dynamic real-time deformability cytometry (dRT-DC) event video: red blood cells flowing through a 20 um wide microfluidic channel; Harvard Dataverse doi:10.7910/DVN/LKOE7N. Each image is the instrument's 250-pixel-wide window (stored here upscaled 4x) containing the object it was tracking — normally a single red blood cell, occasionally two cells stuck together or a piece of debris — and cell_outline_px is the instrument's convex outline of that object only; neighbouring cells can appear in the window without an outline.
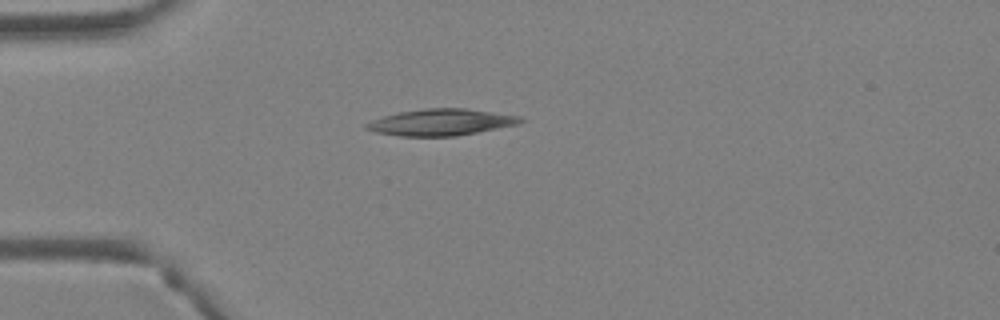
{"species": "Egyptian fruit bat (a non-hibernating species)", "species_latin": "Rousettus aegyptiacus", "temperature_condition": "warm", "stored_images_in_passage": 5, "camera_frame_rate_fps": 3000, "um_per_image_px": 0.085, "animal": {"sex": "female"}, "frame": {"image": 1, "passage_image": 4, "time_ms": 1.0, "image_size_px": [1000, 320], "cell_outline_px": [[524, 120], [516, 124], [456, 136], [400, 136], [376, 132], [364, 128], [364, 124], [372, 120], [384, 116], [400, 112], [424, 108], [464, 108], [520, 116]], "centroid_in_image_um": [37.43, 10.39], "position_along_channel_um": 47.6, "area_um2": 23.47}}